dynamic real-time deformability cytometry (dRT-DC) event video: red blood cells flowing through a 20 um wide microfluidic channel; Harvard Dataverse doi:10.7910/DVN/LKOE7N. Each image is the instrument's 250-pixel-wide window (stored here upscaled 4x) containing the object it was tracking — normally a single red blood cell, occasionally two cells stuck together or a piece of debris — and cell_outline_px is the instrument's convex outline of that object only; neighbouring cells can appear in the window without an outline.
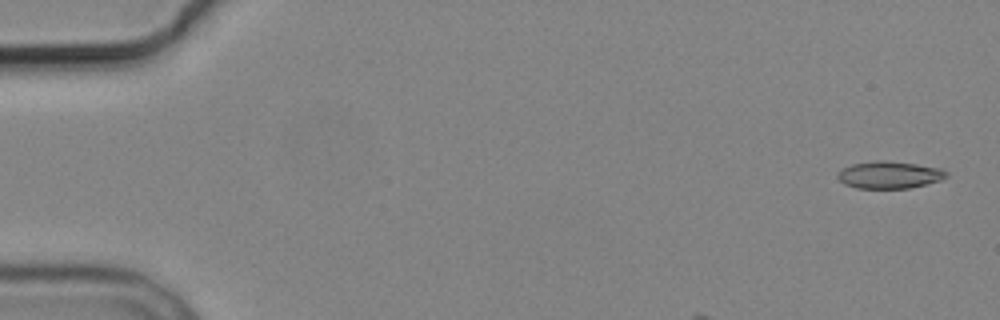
{"species": "common noctule bat (a hibernating species)", "species_latin": "Nyctalus noctula", "temperature_condition": "cold", "stored_images_in_passage": 3, "camera_frame_rate_fps": 3000, "um_per_image_px": 0.085, "animal": {"sex": "male", "body_mass_g": 19.2, "forearm_length_mm": 51.8}, "frame": {"image": 1, "passage_image": 1, "time_ms": 0.0, "image_size_px": [1000, 320], "cell_outline_px": [[948, 176], [940, 180], [908, 188], [856, 188], [844, 184], [836, 176], [836, 172], [840, 168], [852, 164], [876, 160], [888, 160], [944, 168], [948, 172]], "centroid_in_image_um": [75.57, 14.84], "position_along_channel_um": 9.4, "area_um2": 17.46}}